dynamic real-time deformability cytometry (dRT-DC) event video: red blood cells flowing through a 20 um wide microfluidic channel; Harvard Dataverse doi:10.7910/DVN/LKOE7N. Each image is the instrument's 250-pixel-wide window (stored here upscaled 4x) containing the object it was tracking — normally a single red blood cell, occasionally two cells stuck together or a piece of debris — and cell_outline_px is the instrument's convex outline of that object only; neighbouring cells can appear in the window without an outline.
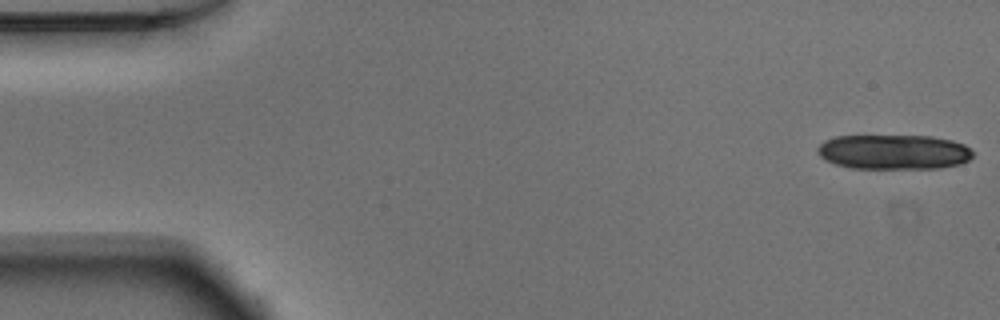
{"species": "Egyptian fruit bat (a non-hibernating species)", "species_latin": "Rousettus aegyptiacus", "temperature_condition": "warm", "stored_images_in_passage": 14, "camera_frame_rate_fps": 3000, "um_per_image_px": 0.085, "animal": {"sex": "male"}, "frame": {"image": 1, "passage_image": 1, "time_ms": 0.0, "image_size_px": [1000, 320], "cell_outline_px": [[972, 156], [968, 160], [960, 164], [940, 168], [852, 168], [836, 164], [824, 160], [816, 152], [816, 148], [824, 140], [836, 136], [932, 136], [952, 140], [964, 144], [972, 152]], "centroid_in_image_um": [75.94, 12.91], "position_along_channel_um": 9.1, "area_um2": 31.56}}